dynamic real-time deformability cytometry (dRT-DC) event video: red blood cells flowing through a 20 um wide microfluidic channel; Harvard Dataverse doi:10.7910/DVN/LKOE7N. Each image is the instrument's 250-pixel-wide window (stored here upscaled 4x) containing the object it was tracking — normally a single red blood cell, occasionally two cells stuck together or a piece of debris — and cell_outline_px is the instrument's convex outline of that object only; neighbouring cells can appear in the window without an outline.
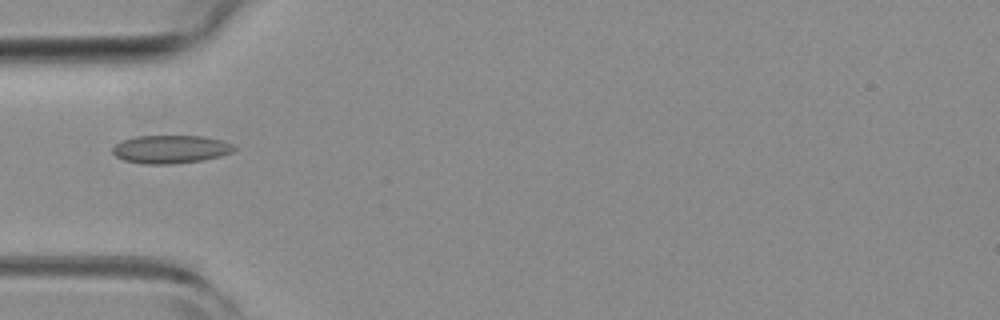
{"species": "common noctule bat (a hibernating species)", "species_latin": "Nyctalus noctula", "temperature_condition": "room temperature", "stored_images_in_passage": 5, "camera_frame_rate_fps": 3000, "um_per_image_px": 0.085, "animal": {"sex": "female", "body_mass_g": 19.3, "forearm_length_mm": 54.1}, "frame": {"image": 1, "passage_image": 5, "time_ms": 1.333, "image_size_px": [1000, 320], "cell_outline_px": [[240, 148], [232, 152], [220, 156], [204, 160], [172, 164], [144, 164], [124, 160], [116, 156], [112, 152], [112, 148], [120, 140], [136, 136], [204, 136], [220, 140], [232, 144]], "centroid_in_image_um": [14.51, 12.68], "position_along_channel_um": 70.5, "area_um2": 20.11}}